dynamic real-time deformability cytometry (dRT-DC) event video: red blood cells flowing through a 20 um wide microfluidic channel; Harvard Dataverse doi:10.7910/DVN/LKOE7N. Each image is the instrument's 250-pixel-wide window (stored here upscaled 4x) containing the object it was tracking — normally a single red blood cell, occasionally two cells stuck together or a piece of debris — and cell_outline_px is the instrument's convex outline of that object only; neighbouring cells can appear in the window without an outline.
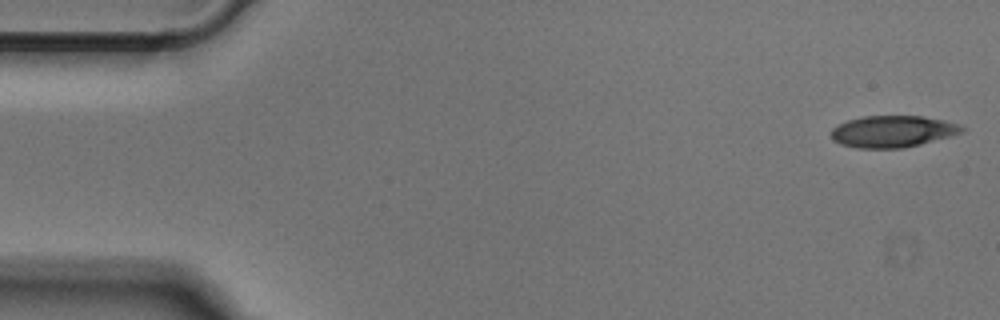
{"species": "Egyptian fruit bat (a non-hibernating species)", "species_latin": "Rousettus aegyptiacus", "temperature_condition": "cold", "stored_images_in_passage": 50, "camera_frame_rate_fps": 3000, "um_per_image_px": 0.085, "animal": {"sex": "male"}, "frame": {"image": 1, "passage_image": 1, "time_ms": 0.0, "image_size_px": [1000, 320], "cell_outline_px": [[968, 128], [964, 132], [952, 136], [904, 148], [856, 148], [840, 144], [832, 140], [828, 132], [832, 128], [848, 120], [864, 116], [924, 116], [944, 120], [960, 124]], "centroid_in_image_um": [75.9, 11.17], "position_along_channel_um": 9.1, "area_um2": 24.51}}
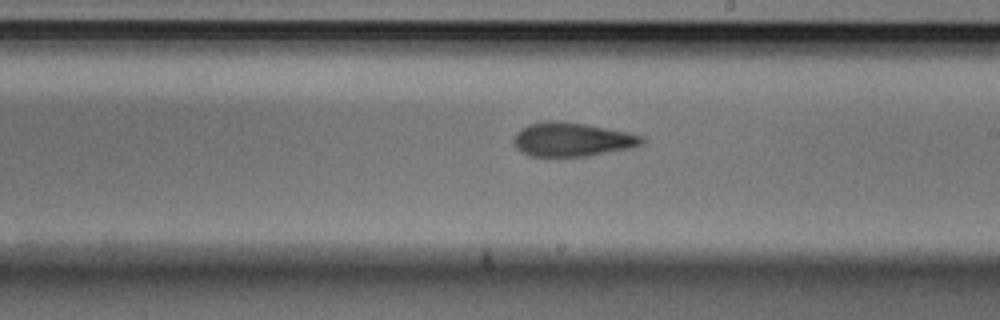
{"frame": {"image": 2, "passage_image": 28, "time_ms": 9.0, "image_size_px": [1000, 320], "cell_outline_px": [[648, 140], [644, 144], [632, 148], [588, 156], [528, 156], [520, 152], [516, 148], [512, 140], [516, 132], [520, 128], [528, 124], [552, 120], [556, 120], [584, 124], [644, 136]], "centroid_in_image_um": [48.61, 11.87], "position_along_channel_um": 240.4, "area_um2": 25.49}}
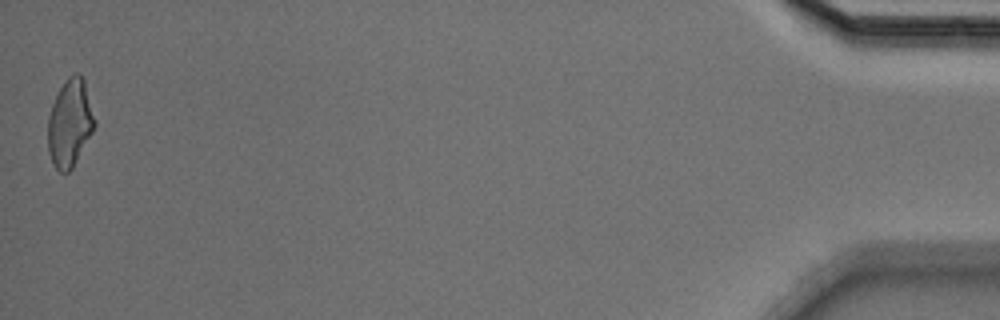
{"frame": {"image": 3, "passage_image": 50, "time_ms": 16.333, "image_size_px": [1000, 320], "cell_outline_px": [[96, 124], [92, 132], [72, 168], [68, 172], [60, 172], [52, 164], [48, 152], [48, 116], [52, 104], [60, 88], [68, 76], [76, 72], [80, 72], [84, 80], [96, 120]], "centroid_in_image_um": [5.94, 10.45], "position_along_channel_um": 429.3, "area_um2": 23.81}}